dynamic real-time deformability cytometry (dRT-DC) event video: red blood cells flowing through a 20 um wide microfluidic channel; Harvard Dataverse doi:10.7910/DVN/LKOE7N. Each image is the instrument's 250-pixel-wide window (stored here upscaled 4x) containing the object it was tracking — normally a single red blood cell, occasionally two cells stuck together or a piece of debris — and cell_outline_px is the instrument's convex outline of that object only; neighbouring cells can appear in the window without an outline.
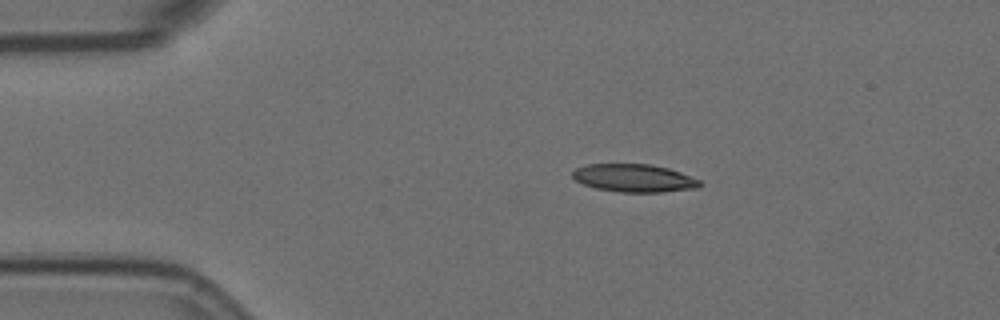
{"species": "Egyptian fruit bat (a non-hibernating species)", "species_latin": "Rousettus aegyptiacus", "temperature_condition": "room temperature", "stored_images_in_passage": 4, "camera_frame_rate_fps": 3000, "um_per_image_px": 0.085, "animal": {"sex": "female"}, "frame": {"image": 1, "passage_image": 1, "time_ms": 0.0, "image_size_px": [1000, 320], "cell_outline_px": [[704, 184], [700, 188], [660, 192], [620, 192], [596, 188], [584, 184], [576, 180], [572, 176], [572, 172], [576, 168], [588, 164], [652, 164], [668, 168], [680, 172], [700, 180]], "centroid_in_image_um": [53.94, 15.14], "position_along_channel_um": 31.1, "area_um2": 20.75}}
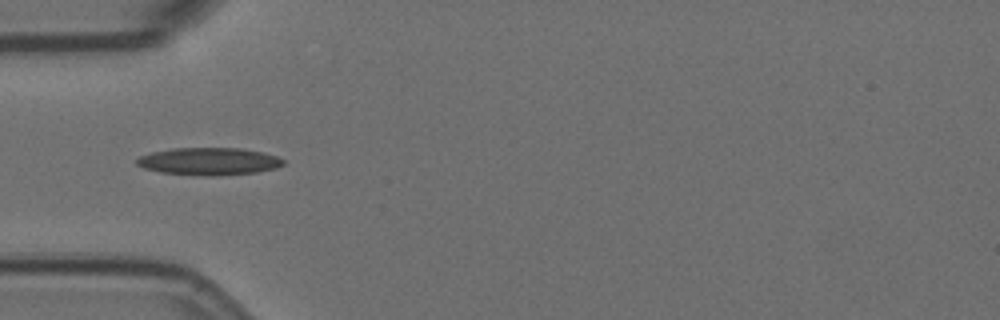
{"frame": {"image": 2, "passage_image": 3, "time_ms": 0.667, "image_size_px": [1000, 320], "cell_outline_px": [[284, 164], [276, 168], [256, 172], [212, 176], [208, 176], [160, 172], [144, 168], [136, 164], [136, 160], [140, 156], [152, 152], [172, 148], [240, 148], [260, 152], [276, 156], [284, 160]], "centroid_in_image_um": [17.74, 13.71], "position_along_channel_um": 67.3, "area_um2": 23.24}}
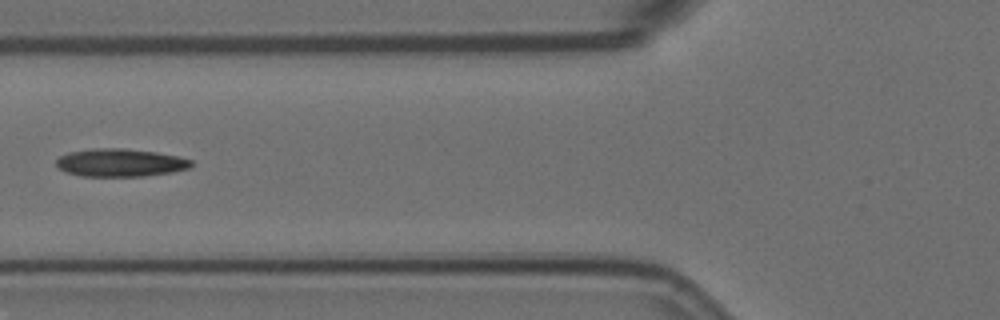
{"frame": {"image": 3, "passage_image": 4, "time_ms": 1.0, "image_size_px": [1000, 320], "cell_outline_px": [[192, 164], [188, 168], [172, 172], [144, 176], [80, 176], [68, 172], [60, 168], [56, 164], [56, 160], [60, 156], [68, 152], [92, 148], [124, 148], [156, 152], [176, 156], [192, 160]], "centroid_in_image_um": [10.21, 13.82], "position_along_channel_um": 115.6, "area_um2": 21.85}}